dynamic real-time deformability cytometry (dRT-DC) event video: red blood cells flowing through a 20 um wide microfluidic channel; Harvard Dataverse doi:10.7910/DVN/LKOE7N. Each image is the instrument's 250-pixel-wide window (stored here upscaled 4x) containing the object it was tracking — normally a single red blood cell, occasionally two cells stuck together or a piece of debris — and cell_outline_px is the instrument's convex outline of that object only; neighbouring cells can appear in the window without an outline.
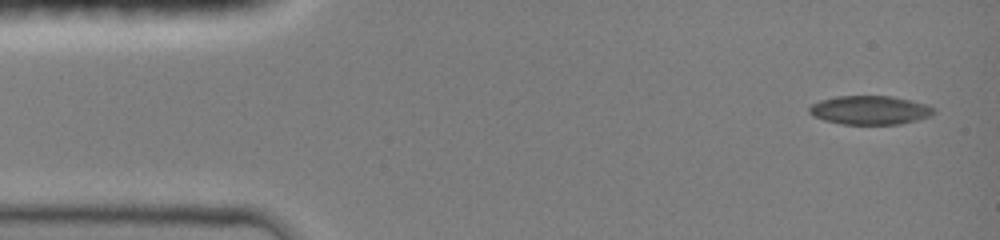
{"species": "common noctule bat (a hibernating species)", "species_latin": "Nyctalus noctula", "temperature_condition": "room temperature", "stored_images_in_passage": 11, "camera_frame_rate_fps": 3000, "um_per_image_px": 0.085, "animal": {"sex": "female", "body_mass_g": 19.0, "forearm_length_mm": 51.5}, "frame": {"image": 1, "passage_image": 1, "time_ms": 0.0, "image_size_px": [1000, 240], "cell_outline_px": [[936, 112], [932, 116], [900, 124], [840, 124], [824, 120], [812, 116], [808, 112], [808, 108], [812, 104], [820, 100], [836, 96], [892, 96], [912, 100], [928, 104], [936, 108]], "centroid_in_image_um": [73.97, 9.36], "position_along_channel_um": 11.0, "area_um2": 21.21}}
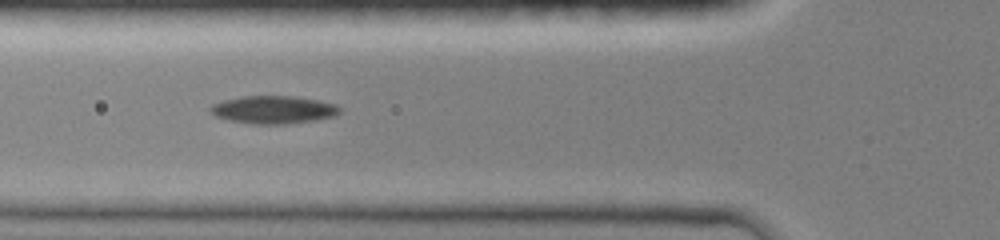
{"frame": {"image": 2, "passage_image": 7, "time_ms": 4.667, "image_size_px": [1000, 240], "cell_outline_px": [[340, 112], [336, 116], [316, 120], [280, 124], [252, 124], [228, 120], [216, 116], [208, 108], [212, 104], [224, 100], [240, 96], [292, 96], [316, 100], [336, 104], [340, 108]], "centroid_in_image_um": [23.23, 9.32], "position_along_channel_um": 102.6, "area_um2": 20.92}}
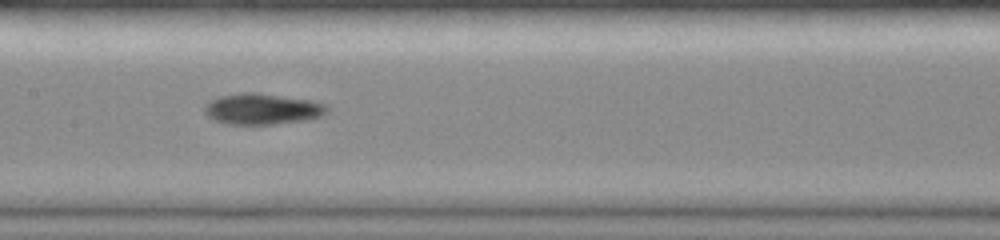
{"frame": {"image": 3, "passage_image": 10, "time_ms": 6.667, "image_size_px": [1000, 240], "cell_outline_px": [[328, 108], [320, 116], [304, 120], [272, 124], [228, 124], [216, 120], [208, 116], [204, 112], [204, 104], [220, 96], [240, 92], [256, 92], [312, 100], [324, 104]], "centroid_in_image_um": [22.25, 9.25], "position_along_channel_um": 185.2, "area_um2": 21.91}}